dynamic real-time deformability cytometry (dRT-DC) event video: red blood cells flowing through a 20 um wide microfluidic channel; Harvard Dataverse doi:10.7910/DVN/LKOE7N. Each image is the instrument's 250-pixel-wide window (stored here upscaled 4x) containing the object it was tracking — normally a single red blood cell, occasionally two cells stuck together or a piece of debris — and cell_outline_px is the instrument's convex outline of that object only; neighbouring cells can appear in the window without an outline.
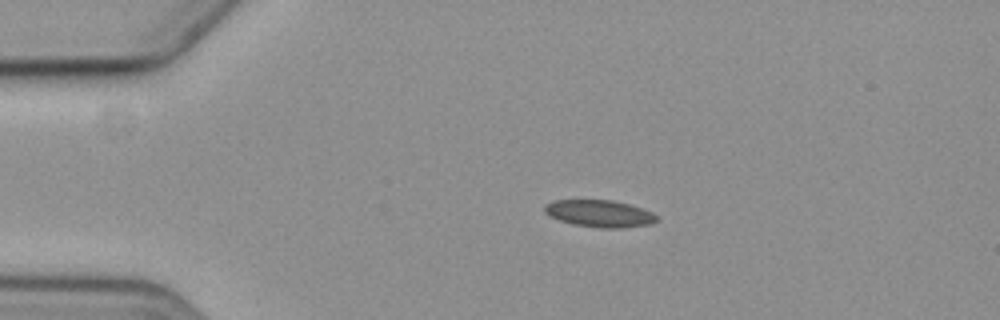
{"species": "common noctule bat (a hibernating species)", "species_latin": "Nyctalus noctula", "temperature_condition": "cold", "stored_images_in_passage": 10, "camera_frame_rate_fps": 3000, "um_per_image_px": 0.085, "animal": {"sex": "female", "body_mass_g": 19.3, "forearm_length_mm": 54.1}, "frame": {"image": 1, "passage_image": 4, "time_ms": 3.667, "image_size_px": [1000, 320], "cell_outline_px": [[656, 220], [652, 224], [620, 228], [600, 228], [572, 224], [548, 216], [544, 212], [544, 204], [552, 200], [612, 200], [628, 204], [652, 212], [656, 216]], "centroid_in_image_um": [50.9, 18.15], "position_along_channel_um": 34.1, "area_um2": 17.69}}
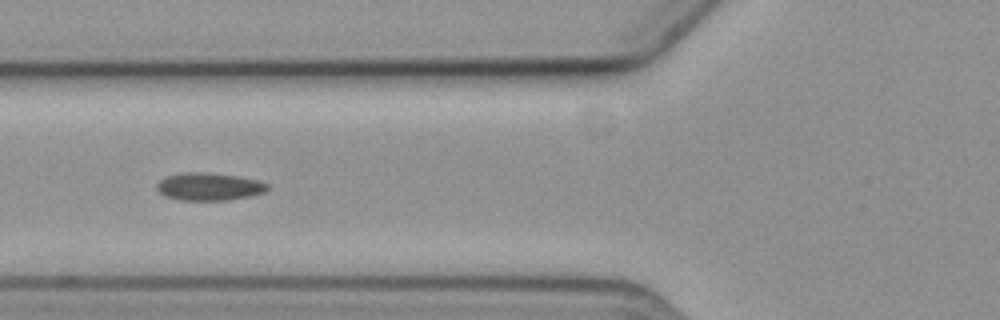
{"frame": {"image": 2, "passage_image": 7, "time_ms": 7.0, "image_size_px": [1000, 320], "cell_outline_px": [[268, 188], [264, 192], [252, 196], [228, 200], [180, 200], [164, 196], [156, 188], [156, 184], [160, 180], [168, 176], [184, 172], [208, 172], [236, 176], [256, 180], [268, 184]], "centroid_in_image_um": [17.76, 15.87], "position_along_channel_um": 108.0, "area_um2": 17.8}}
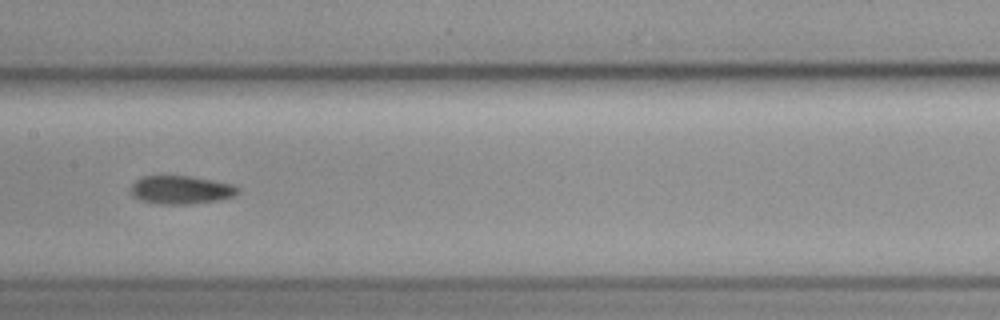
{"frame": {"image": 3, "passage_image": 9, "time_ms": 9.333, "image_size_px": [1000, 320], "cell_outline_px": [[240, 192], [232, 196], [220, 200], [188, 204], [160, 204], [140, 200], [132, 196], [132, 184], [136, 180], [144, 176], [192, 176], [232, 184], [240, 188]], "centroid_in_image_um": [15.4, 16.14], "position_along_channel_um": 192.0, "area_um2": 17.63}}